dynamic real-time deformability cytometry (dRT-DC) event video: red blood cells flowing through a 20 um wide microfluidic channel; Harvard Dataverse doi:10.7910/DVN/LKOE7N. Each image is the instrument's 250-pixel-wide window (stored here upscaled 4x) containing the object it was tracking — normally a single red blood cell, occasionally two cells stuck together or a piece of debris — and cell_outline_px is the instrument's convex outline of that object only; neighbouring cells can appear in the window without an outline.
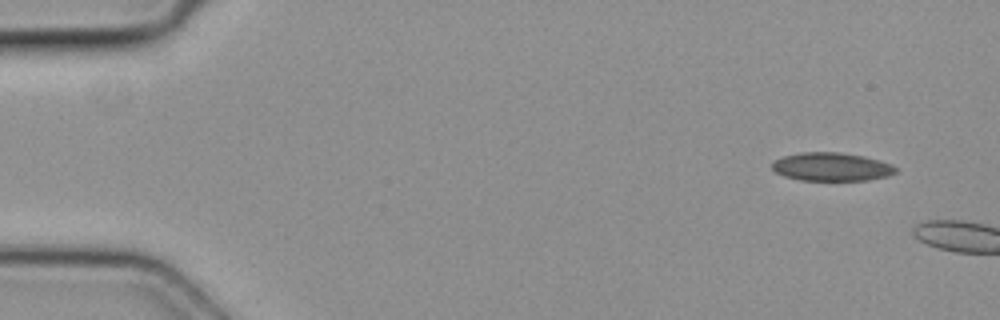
{"species": "common noctule bat (a hibernating species)", "species_latin": "Nyctalus noctula", "temperature_condition": "cold", "stored_images_in_passage": 4, "segment_of_instrument_passage": [2, 2], "camera_frame_rate_fps": 3000, "um_per_image_px": 0.085, "animal": {"sex": "female", "body_mass_g": 19.3, "forearm_length_mm": 54.1}, "frame": {"image": 1, "passage_image": 4, "time_ms": 1.0, "image_size_px": [1000, 320], "cell_outline_px": [[896, 172], [888, 176], [868, 180], [800, 180], [784, 176], [776, 172], [772, 168], [772, 164], [776, 160], [784, 156], [800, 152], [840, 152], [864, 156], [880, 160], [892, 164], [896, 168]], "centroid_in_image_um": [70.7, 14.17], "position_along_channel_um": 14.3, "area_um2": 20.4}}